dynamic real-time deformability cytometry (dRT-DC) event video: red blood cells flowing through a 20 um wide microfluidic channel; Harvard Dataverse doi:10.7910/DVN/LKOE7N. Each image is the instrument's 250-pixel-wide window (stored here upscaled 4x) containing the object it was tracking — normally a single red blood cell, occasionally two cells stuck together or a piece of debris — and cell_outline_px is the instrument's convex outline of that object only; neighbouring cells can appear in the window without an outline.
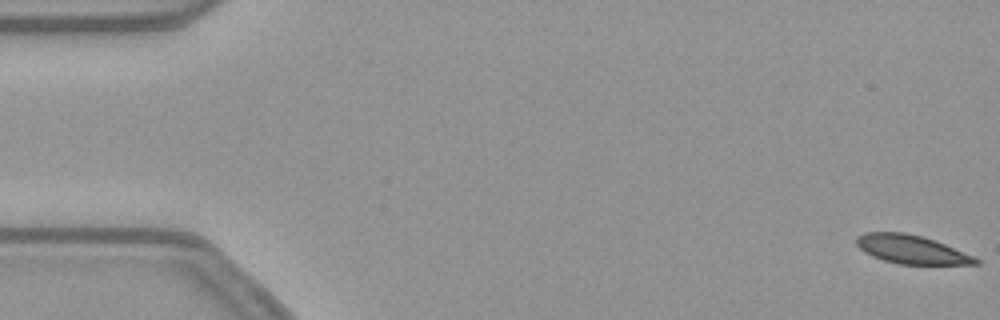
{"species": "common noctule bat (a hibernating species)", "species_latin": "Nyctalus noctula", "temperature_condition": "warm", "stored_images_in_passage": 55, "camera_frame_rate_fps": 3000, "um_per_image_px": 0.085, "animal": {"sex": "female", "body_mass_g": 21.9}, "frame": {"image": 1, "passage_image": 1, "time_ms": 0.0, "image_size_px": [1000, 320], "cell_outline_px": [[980, 264], [900, 264], [884, 260], [872, 256], [864, 252], [856, 244], [856, 236], [864, 232], [904, 232], [924, 236], [936, 240], [976, 256], [980, 260]], "centroid_in_image_um": [77.5, 21.19], "position_along_channel_um": 7.5, "area_um2": 20.11}}
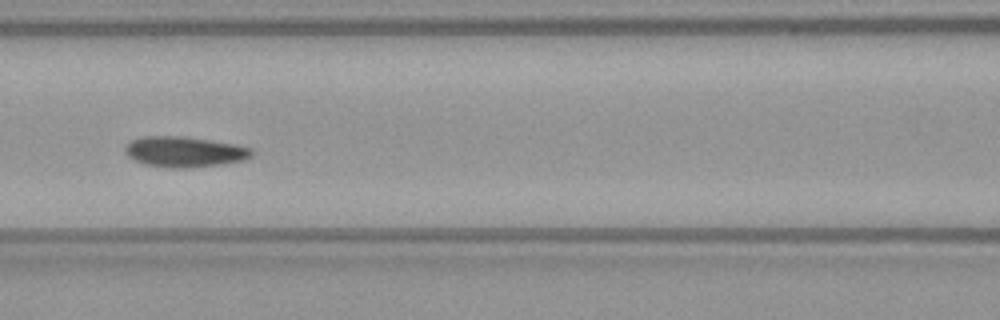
{"frame": {"image": 2, "passage_image": 24, "time_ms": 7.667, "image_size_px": [1000, 320], "cell_outline_px": [[252, 156], [244, 160], [220, 164], [188, 168], [168, 168], [144, 164], [128, 156], [124, 152], [124, 148], [132, 140], [140, 136], [184, 136], [232, 144], [252, 148]], "centroid_in_image_um": [15.64, 12.9], "position_along_channel_um": 151.0, "area_um2": 22.43}}
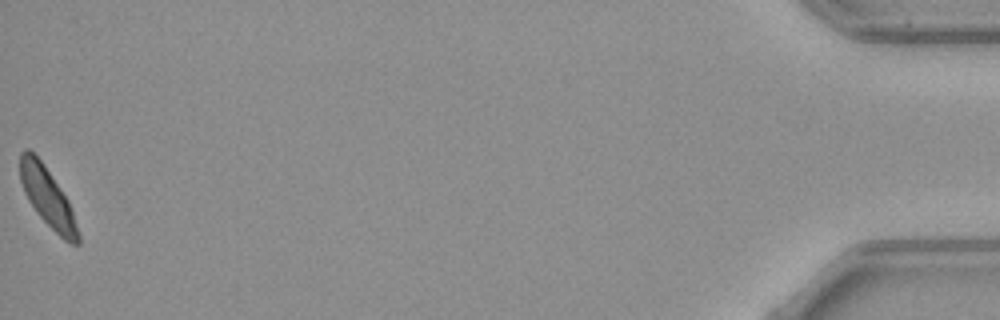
{"frame": {"image": 3, "passage_image": 55, "time_ms": 18.0, "image_size_px": [1000, 320], "cell_outline_px": [[80, 244], [72, 244], [64, 240], [36, 212], [28, 200], [24, 192], [20, 180], [20, 152], [24, 148], [28, 148], [44, 164], [68, 200], [80, 236]], "centroid_in_image_um": [4.02, 16.75], "position_along_channel_um": 431.2, "area_um2": 19.65}, "authors_computed_cell_mechanics": {"area_um2": 21.5594, "velocity_mm_per_s": 3.7544, "shape_relaxation_time_tau1_ms": 4.2796, "shape_relaxation_time_tau2_ms": 2.946, "deformation_change_tau1": 0.0993, "deformation_change_tau2": 0.0671}}